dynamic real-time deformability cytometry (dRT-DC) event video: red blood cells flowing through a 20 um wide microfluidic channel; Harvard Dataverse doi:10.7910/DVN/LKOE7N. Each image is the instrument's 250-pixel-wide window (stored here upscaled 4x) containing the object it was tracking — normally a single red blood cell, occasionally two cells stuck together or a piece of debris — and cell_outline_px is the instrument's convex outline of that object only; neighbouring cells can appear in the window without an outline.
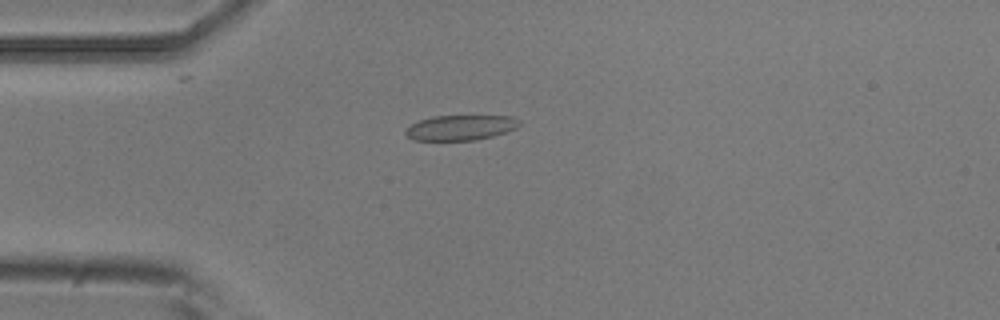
{"species": "common noctule bat (a hibernating species)", "species_latin": "Nyctalus noctula", "temperature_condition": "room temperature", "stored_images_in_passage": 3, "camera_frame_rate_fps": 3000, "um_per_image_px": 0.085, "animal": {"sex": "male", "body_mass_g": 20.5, "forearm_length_mm": 52.5}, "frame": {"image": 1, "passage_image": 3, "time_ms": 0.667, "image_size_px": [1000, 320], "cell_outline_px": [[520, 124], [516, 128], [508, 132], [476, 140], [412, 140], [404, 132], [412, 124], [420, 120], [432, 116], [512, 116], [520, 120]], "centroid_in_image_um": [39.18, 10.85], "position_along_channel_um": 45.8, "area_um2": 16.65}}